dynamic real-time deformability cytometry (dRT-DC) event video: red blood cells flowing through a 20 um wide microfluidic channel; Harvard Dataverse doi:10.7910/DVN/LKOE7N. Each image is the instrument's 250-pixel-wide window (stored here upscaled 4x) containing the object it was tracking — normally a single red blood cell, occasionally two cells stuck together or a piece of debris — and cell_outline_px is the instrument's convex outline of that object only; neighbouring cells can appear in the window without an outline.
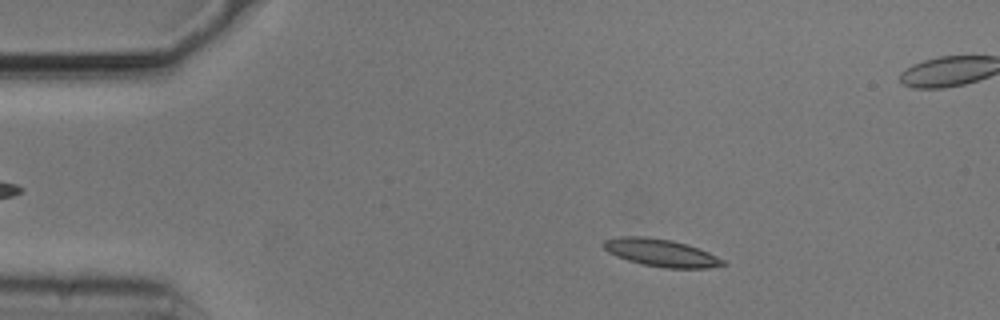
{"species": "common noctule bat (a hibernating species)", "species_latin": "Nyctalus noctula", "temperature_condition": "cold", "stored_images_in_passage": 34, "camera_frame_rate_fps": 3000, "um_per_image_px": 0.085, "animal": {"sex": "male", "body_mass_g": 20.5, "forearm_length_mm": 52.5}, "frame": {"image": 1, "passage_image": 8, "time_ms": 2.333, "image_size_px": [1000, 320], "cell_outline_px": [[728, 264], [708, 268], [664, 268], [644, 264], [628, 260], [616, 256], [608, 252], [600, 244], [604, 240], [620, 236], [648, 236], [672, 240], [688, 244], [708, 252], [724, 260]], "centroid_in_image_um": [56.17, 21.47], "position_along_channel_um": 28.8, "area_um2": 19.25}}
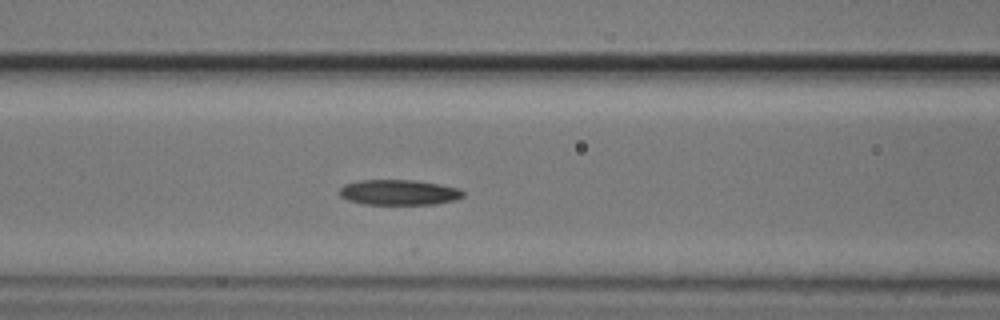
{"frame": {"image": 2, "passage_image": 21, "time_ms": 6.667, "image_size_px": [1000, 320], "cell_outline_px": [[464, 196], [456, 200], [432, 204], [364, 204], [348, 200], [340, 196], [340, 188], [344, 184], [360, 180], [412, 180], [440, 184], [460, 188], [464, 192]], "centroid_in_image_um": [33.92, 16.35], "position_along_channel_um": 132.7, "area_um2": 18.26}}
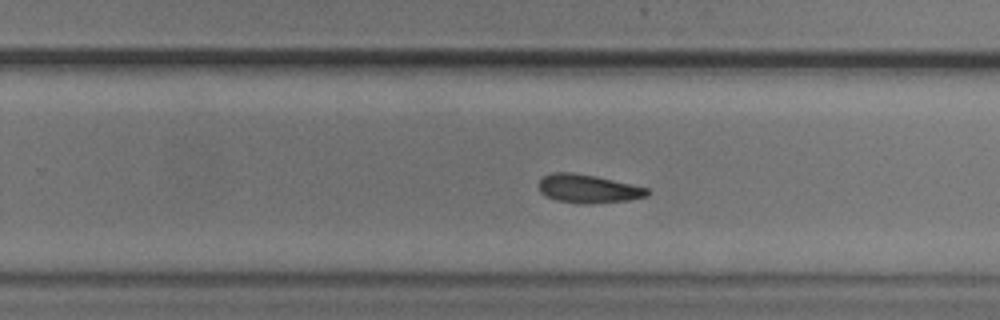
{"frame": {"image": 3, "passage_image": 33, "time_ms": 10.667, "image_size_px": [1000, 320], "cell_outline_px": [[652, 192], [648, 196], [628, 200], [588, 204], [584, 204], [556, 200], [540, 192], [540, 180], [544, 176], [552, 172], [572, 172], [596, 176], [632, 184], [648, 188]], "centroid_in_image_um": [50.04, 16.04], "position_along_channel_um": 279.8, "area_um2": 17.98}}